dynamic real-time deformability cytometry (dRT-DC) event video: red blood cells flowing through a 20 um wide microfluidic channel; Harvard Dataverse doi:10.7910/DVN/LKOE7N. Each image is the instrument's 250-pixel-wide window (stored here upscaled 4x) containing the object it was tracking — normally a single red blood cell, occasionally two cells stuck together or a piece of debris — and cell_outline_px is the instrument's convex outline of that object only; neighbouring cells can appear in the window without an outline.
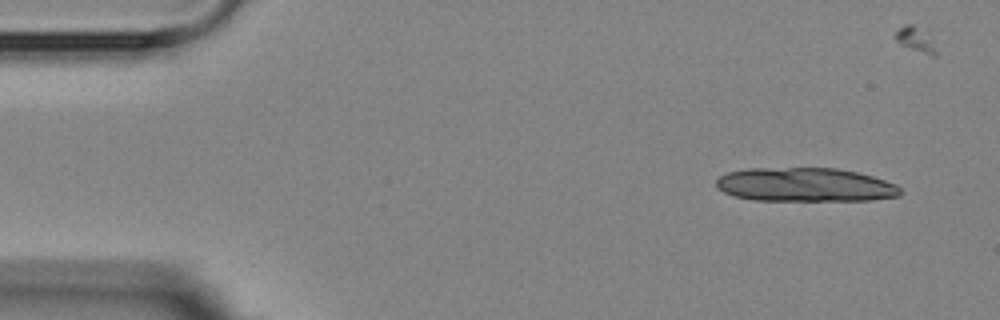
{"species": "Egyptian fruit bat (a non-hibernating species)", "species_latin": "Rousettus aegyptiacus", "temperature_condition": "room temperature", "stored_images_in_passage": 11, "camera_frame_rate_fps": 3000, "um_per_image_px": 0.085, "animal": {"sex": "female"}, "frame": {"image": 1, "passage_image": 1, "time_ms": 0.0, "image_size_px": [1000, 320], "cell_outline_px": [[904, 192], [900, 196], [872, 200], [756, 200], [736, 196], [724, 192], [716, 188], [716, 180], [720, 176], [728, 172], [748, 168], [836, 168], [856, 172], [872, 176], [896, 184]], "centroid_in_image_um": [68.46, 15.7], "position_along_channel_um": 16.5, "area_um2": 36.36}}